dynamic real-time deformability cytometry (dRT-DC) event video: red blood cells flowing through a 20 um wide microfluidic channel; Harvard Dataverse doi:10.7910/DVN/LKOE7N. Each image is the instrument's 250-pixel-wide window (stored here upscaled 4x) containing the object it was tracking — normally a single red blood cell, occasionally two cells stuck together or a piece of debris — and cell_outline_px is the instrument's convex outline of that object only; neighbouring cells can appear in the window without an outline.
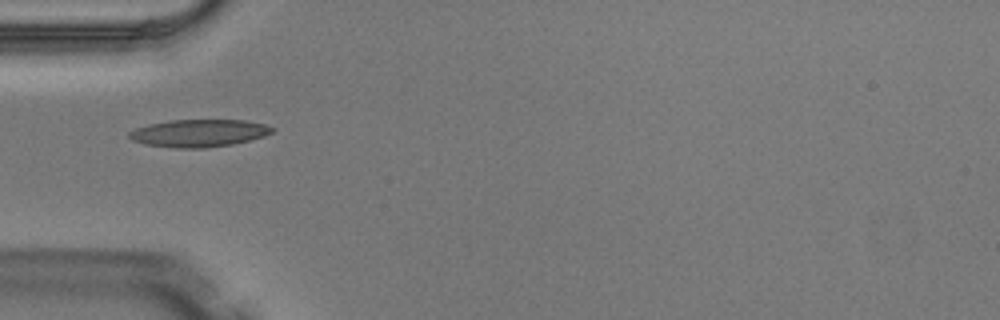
{"species": "Egyptian fruit bat (a non-hibernating species)", "species_latin": "Rousettus aegyptiacus", "temperature_condition": "warm", "stored_images_in_passage": 2, "camera_frame_rate_fps": 3000, "um_per_image_px": 0.085, "animal": {"sex": "male"}, "frame": {"image": 1, "passage_image": 1, "time_ms": 0.0, "image_size_px": [1000, 320], "cell_outline_px": [[276, 128], [272, 132], [264, 136], [232, 144], [204, 148], [176, 148], [144, 144], [132, 140], [128, 136], [128, 132], [136, 128], [148, 124], [168, 120], [244, 120], [264, 124]], "centroid_in_image_um": [16.88, 11.31], "position_along_channel_um": 68.1, "area_um2": 22.89}}